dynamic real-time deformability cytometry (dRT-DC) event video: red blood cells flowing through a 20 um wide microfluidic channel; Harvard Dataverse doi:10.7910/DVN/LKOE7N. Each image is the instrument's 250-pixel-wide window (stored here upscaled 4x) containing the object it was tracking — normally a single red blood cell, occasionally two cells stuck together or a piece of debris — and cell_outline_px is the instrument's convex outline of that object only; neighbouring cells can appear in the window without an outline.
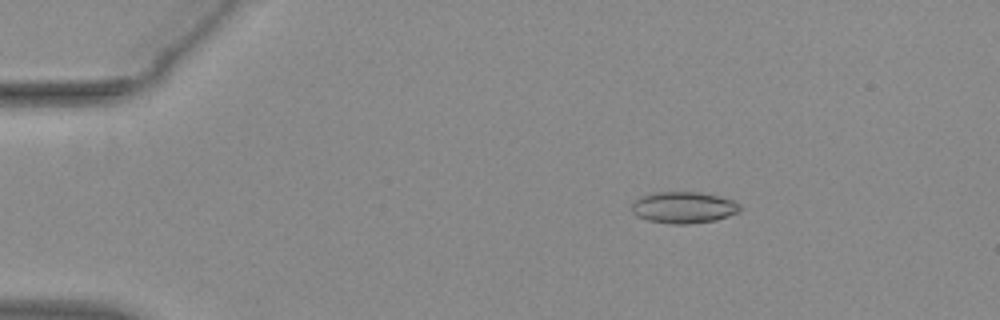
{"species": "common noctule bat (a hibernating species)", "species_latin": "Nyctalus noctula", "temperature_condition": "warm", "stored_images_in_passage": 17, "camera_frame_rate_fps": 3000, "um_per_image_px": 0.085, "animal": {"sex": "female", "body_mass_g": 29.2, "forearm_length_mm": 56.3}, "frame": {"image": 1, "passage_image": 10, "time_ms": 3.0, "image_size_px": [1000, 320], "cell_outline_px": [[744, 208], [740, 212], [716, 220], [692, 224], [672, 224], [648, 220], [636, 216], [632, 212], [632, 204], [640, 196], [656, 192], [700, 192], [732, 200], [740, 204]], "centroid_in_image_um": [58.13, 17.64], "position_along_channel_um": 26.9, "area_um2": 20.0}}